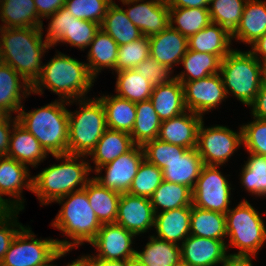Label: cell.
Returning <instances> with one entry per match:
<instances>
[{
	"mask_svg": "<svg viewBox=\"0 0 266 266\" xmlns=\"http://www.w3.org/2000/svg\"><path fill=\"white\" fill-rule=\"evenodd\" d=\"M264 77H265V81H266V64L264 65Z\"/></svg>",
	"mask_w": 266,
	"mask_h": 266,
	"instance_id": "62",
	"label": "cell"
},
{
	"mask_svg": "<svg viewBox=\"0 0 266 266\" xmlns=\"http://www.w3.org/2000/svg\"><path fill=\"white\" fill-rule=\"evenodd\" d=\"M66 0H34L40 19L49 17L64 6Z\"/></svg>",
	"mask_w": 266,
	"mask_h": 266,
	"instance_id": "52",
	"label": "cell"
},
{
	"mask_svg": "<svg viewBox=\"0 0 266 266\" xmlns=\"http://www.w3.org/2000/svg\"><path fill=\"white\" fill-rule=\"evenodd\" d=\"M32 180L28 166L13 158L0 157V196H11L8 204L13 210H23L25 202L21 196L23 188L32 192ZM23 200V201H22Z\"/></svg>",
	"mask_w": 266,
	"mask_h": 266,
	"instance_id": "19",
	"label": "cell"
},
{
	"mask_svg": "<svg viewBox=\"0 0 266 266\" xmlns=\"http://www.w3.org/2000/svg\"><path fill=\"white\" fill-rule=\"evenodd\" d=\"M134 146L129 133L107 128L89 154V157H92L91 161L95 164L94 171L130 151Z\"/></svg>",
	"mask_w": 266,
	"mask_h": 266,
	"instance_id": "29",
	"label": "cell"
},
{
	"mask_svg": "<svg viewBox=\"0 0 266 266\" xmlns=\"http://www.w3.org/2000/svg\"><path fill=\"white\" fill-rule=\"evenodd\" d=\"M136 119L130 133L135 145L143 146L158 137L162 120L150 99L136 103Z\"/></svg>",
	"mask_w": 266,
	"mask_h": 266,
	"instance_id": "38",
	"label": "cell"
},
{
	"mask_svg": "<svg viewBox=\"0 0 266 266\" xmlns=\"http://www.w3.org/2000/svg\"><path fill=\"white\" fill-rule=\"evenodd\" d=\"M266 33V1L247 0L241 21L232 33V40L250 46Z\"/></svg>",
	"mask_w": 266,
	"mask_h": 266,
	"instance_id": "27",
	"label": "cell"
},
{
	"mask_svg": "<svg viewBox=\"0 0 266 266\" xmlns=\"http://www.w3.org/2000/svg\"><path fill=\"white\" fill-rule=\"evenodd\" d=\"M249 155L240 173V183L252 195L266 197V156Z\"/></svg>",
	"mask_w": 266,
	"mask_h": 266,
	"instance_id": "42",
	"label": "cell"
},
{
	"mask_svg": "<svg viewBox=\"0 0 266 266\" xmlns=\"http://www.w3.org/2000/svg\"><path fill=\"white\" fill-rule=\"evenodd\" d=\"M163 180L162 170L144 159L138 167L128 194L150 198Z\"/></svg>",
	"mask_w": 266,
	"mask_h": 266,
	"instance_id": "44",
	"label": "cell"
},
{
	"mask_svg": "<svg viewBox=\"0 0 266 266\" xmlns=\"http://www.w3.org/2000/svg\"><path fill=\"white\" fill-rule=\"evenodd\" d=\"M247 0H212L208 7L211 22L219 24L231 34L238 27Z\"/></svg>",
	"mask_w": 266,
	"mask_h": 266,
	"instance_id": "43",
	"label": "cell"
},
{
	"mask_svg": "<svg viewBox=\"0 0 266 266\" xmlns=\"http://www.w3.org/2000/svg\"><path fill=\"white\" fill-rule=\"evenodd\" d=\"M30 94L31 85L12 67L0 62V109L7 115H18L22 99Z\"/></svg>",
	"mask_w": 266,
	"mask_h": 266,
	"instance_id": "22",
	"label": "cell"
},
{
	"mask_svg": "<svg viewBox=\"0 0 266 266\" xmlns=\"http://www.w3.org/2000/svg\"><path fill=\"white\" fill-rule=\"evenodd\" d=\"M144 1L122 0L121 2L123 5L132 4V7L124 10L127 17L140 29L143 36L151 37L170 25L169 6L166 0Z\"/></svg>",
	"mask_w": 266,
	"mask_h": 266,
	"instance_id": "15",
	"label": "cell"
},
{
	"mask_svg": "<svg viewBox=\"0 0 266 266\" xmlns=\"http://www.w3.org/2000/svg\"><path fill=\"white\" fill-rule=\"evenodd\" d=\"M89 46L87 67L94 78L103 68L115 71L119 45L110 35L100 28Z\"/></svg>",
	"mask_w": 266,
	"mask_h": 266,
	"instance_id": "32",
	"label": "cell"
},
{
	"mask_svg": "<svg viewBox=\"0 0 266 266\" xmlns=\"http://www.w3.org/2000/svg\"><path fill=\"white\" fill-rule=\"evenodd\" d=\"M128 266H144L140 264L136 259L128 260Z\"/></svg>",
	"mask_w": 266,
	"mask_h": 266,
	"instance_id": "60",
	"label": "cell"
},
{
	"mask_svg": "<svg viewBox=\"0 0 266 266\" xmlns=\"http://www.w3.org/2000/svg\"><path fill=\"white\" fill-rule=\"evenodd\" d=\"M150 100L159 118L164 121L187 111L183 84L178 79L153 88Z\"/></svg>",
	"mask_w": 266,
	"mask_h": 266,
	"instance_id": "25",
	"label": "cell"
},
{
	"mask_svg": "<svg viewBox=\"0 0 266 266\" xmlns=\"http://www.w3.org/2000/svg\"><path fill=\"white\" fill-rule=\"evenodd\" d=\"M78 100L79 110H68V154L88 156L107 129L106 113L101 100Z\"/></svg>",
	"mask_w": 266,
	"mask_h": 266,
	"instance_id": "8",
	"label": "cell"
},
{
	"mask_svg": "<svg viewBox=\"0 0 266 266\" xmlns=\"http://www.w3.org/2000/svg\"><path fill=\"white\" fill-rule=\"evenodd\" d=\"M222 58L211 53L187 50L180 63L184 72L174 76L180 82L195 81L220 72ZM186 72V73H185Z\"/></svg>",
	"mask_w": 266,
	"mask_h": 266,
	"instance_id": "36",
	"label": "cell"
},
{
	"mask_svg": "<svg viewBox=\"0 0 266 266\" xmlns=\"http://www.w3.org/2000/svg\"><path fill=\"white\" fill-rule=\"evenodd\" d=\"M203 160L197 148L187 149L182 156H178L162 171L163 179L175 184H182L193 190L201 170Z\"/></svg>",
	"mask_w": 266,
	"mask_h": 266,
	"instance_id": "26",
	"label": "cell"
},
{
	"mask_svg": "<svg viewBox=\"0 0 266 266\" xmlns=\"http://www.w3.org/2000/svg\"><path fill=\"white\" fill-rule=\"evenodd\" d=\"M222 266H253L252 259L229 258Z\"/></svg>",
	"mask_w": 266,
	"mask_h": 266,
	"instance_id": "57",
	"label": "cell"
},
{
	"mask_svg": "<svg viewBox=\"0 0 266 266\" xmlns=\"http://www.w3.org/2000/svg\"><path fill=\"white\" fill-rule=\"evenodd\" d=\"M55 202L62 205L51 225L73 240L71 242L66 239H55L59 248L63 252H70L84 242L90 244L97 236L102 224L89 203L87 192L84 189L75 191Z\"/></svg>",
	"mask_w": 266,
	"mask_h": 266,
	"instance_id": "4",
	"label": "cell"
},
{
	"mask_svg": "<svg viewBox=\"0 0 266 266\" xmlns=\"http://www.w3.org/2000/svg\"><path fill=\"white\" fill-rule=\"evenodd\" d=\"M42 66L39 78L31 86L33 94L42 95L45 87L62 100H78L86 98V94L94 85L95 78L89 73L87 63L59 51L54 58Z\"/></svg>",
	"mask_w": 266,
	"mask_h": 266,
	"instance_id": "2",
	"label": "cell"
},
{
	"mask_svg": "<svg viewBox=\"0 0 266 266\" xmlns=\"http://www.w3.org/2000/svg\"><path fill=\"white\" fill-rule=\"evenodd\" d=\"M31 228L22 227L13 238L0 266H51L69 252H63L54 239H35Z\"/></svg>",
	"mask_w": 266,
	"mask_h": 266,
	"instance_id": "9",
	"label": "cell"
},
{
	"mask_svg": "<svg viewBox=\"0 0 266 266\" xmlns=\"http://www.w3.org/2000/svg\"><path fill=\"white\" fill-rule=\"evenodd\" d=\"M150 202L155 214L190 206L192 205V190L185 185L163 180L150 197Z\"/></svg>",
	"mask_w": 266,
	"mask_h": 266,
	"instance_id": "39",
	"label": "cell"
},
{
	"mask_svg": "<svg viewBox=\"0 0 266 266\" xmlns=\"http://www.w3.org/2000/svg\"><path fill=\"white\" fill-rule=\"evenodd\" d=\"M143 160L144 151L142 146L135 145L130 151L94 171L96 175H99L105 169V176L95 175L93 178L110 190L128 193L138 167Z\"/></svg>",
	"mask_w": 266,
	"mask_h": 266,
	"instance_id": "13",
	"label": "cell"
},
{
	"mask_svg": "<svg viewBox=\"0 0 266 266\" xmlns=\"http://www.w3.org/2000/svg\"><path fill=\"white\" fill-rule=\"evenodd\" d=\"M231 184L215 165H204L192 190V205L225 214L229 209Z\"/></svg>",
	"mask_w": 266,
	"mask_h": 266,
	"instance_id": "12",
	"label": "cell"
},
{
	"mask_svg": "<svg viewBox=\"0 0 266 266\" xmlns=\"http://www.w3.org/2000/svg\"><path fill=\"white\" fill-rule=\"evenodd\" d=\"M84 190L101 224L115 223L121 193L110 190L91 178Z\"/></svg>",
	"mask_w": 266,
	"mask_h": 266,
	"instance_id": "30",
	"label": "cell"
},
{
	"mask_svg": "<svg viewBox=\"0 0 266 266\" xmlns=\"http://www.w3.org/2000/svg\"><path fill=\"white\" fill-rule=\"evenodd\" d=\"M187 110L203 117L227 98L220 73L195 81L181 82Z\"/></svg>",
	"mask_w": 266,
	"mask_h": 266,
	"instance_id": "14",
	"label": "cell"
},
{
	"mask_svg": "<svg viewBox=\"0 0 266 266\" xmlns=\"http://www.w3.org/2000/svg\"><path fill=\"white\" fill-rule=\"evenodd\" d=\"M253 119L241 126L243 146L248 153L266 156V120Z\"/></svg>",
	"mask_w": 266,
	"mask_h": 266,
	"instance_id": "48",
	"label": "cell"
},
{
	"mask_svg": "<svg viewBox=\"0 0 266 266\" xmlns=\"http://www.w3.org/2000/svg\"><path fill=\"white\" fill-rule=\"evenodd\" d=\"M134 70L137 74L143 76L145 80H148L153 87L169 83L175 79L174 76L170 77L173 72L172 69L159 63L151 56L143 60Z\"/></svg>",
	"mask_w": 266,
	"mask_h": 266,
	"instance_id": "49",
	"label": "cell"
},
{
	"mask_svg": "<svg viewBox=\"0 0 266 266\" xmlns=\"http://www.w3.org/2000/svg\"><path fill=\"white\" fill-rule=\"evenodd\" d=\"M118 45L128 44L143 37L142 32L127 17L115 1L109 6L100 26Z\"/></svg>",
	"mask_w": 266,
	"mask_h": 266,
	"instance_id": "35",
	"label": "cell"
},
{
	"mask_svg": "<svg viewBox=\"0 0 266 266\" xmlns=\"http://www.w3.org/2000/svg\"><path fill=\"white\" fill-rule=\"evenodd\" d=\"M143 251H135V259L144 266H178L181 263L180 245L149 237Z\"/></svg>",
	"mask_w": 266,
	"mask_h": 266,
	"instance_id": "33",
	"label": "cell"
},
{
	"mask_svg": "<svg viewBox=\"0 0 266 266\" xmlns=\"http://www.w3.org/2000/svg\"><path fill=\"white\" fill-rule=\"evenodd\" d=\"M47 155L48 153L39 141L17 120L11 132L7 157L26 166L36 167L47 158Z\"/></svg>",
	"mask_w": 266,
	"mask_h": 266,
	"instance_id": "24",
	"label": "cell"
},
{
	"mask_svg": "<svg viewBox=\"0 0 266 266\" xmlns=\"http://www.w3.org/2000/svg\"><path fill=\"white\" fill-rule=\"evenodd\" d=\"M52 156L56 160L60 159V164L43 169L33 176L32 180V193L36 194L41 205H48L63 196L84 189L90 180L87 176L93 171L88 160H83L86 156L68 153Z\"/></svg>",
	"mask_w": 266,
	"mask_h": 266,
	"instance_id": "3",
	"label": "cell"
},
{
	"mask_svg": "<svg viewBox=\"0 0 266 266\" xmlns=\"http://www.w3.org/2000/svg\"><path fill=\"white\" fill-rule=\"evenodd\" d=\"M169 20L170 26L187 38L211 23L208 8H169Z\"/></svg>",
	"mask_w": 266,
	"mask_h": 266,
	"instance_id": "40",
	"label": "cell"
},
{
	"mask_svg": "<svg viewBox=\"0 0 266 266\" xmlns=\"http://www.w3.org/2000/svg\"><path fill=\"white\" fill-rule=\"evenodd\" d=\"M116 224L139 235L154 227L155 212L150 198L121 193Z\"/></svg>",
	"mask_w": 266,
	"mask_h": 266,
	"instance_id": "18",
	"label": "cell"
},
{
	"mask_svg": "<svg viewBox=\"0 0 266 266\" xmlns=\"http://www.w3.org/2000/svg\"><path fill=\"white\" fill-rule=\"evenodd\" d=\"M226 233L228 246L239 249L230 258L252 259L266 242V226L257 210L247 201H241L226 213ZM253 256V257H252Z\"/></svg>",
	"mask_w": 266,
	"mask_h": 266,
	"instance_id": "7",
	"label": "cell"
},
{
	"mask_svg": "<svg viewBox=\"0 0 266 266\" xmlns=\"http://www.w3.org/2000/svg\"><path fill=\"white\" fill-rule=\"evenodd\" d=\"M51 266H57V265H53L52 263ZM66 266H87V263L85 259L81 256L75 261H72V263H68Z\"/></svg>",
	"mask_w": 266,
	"mask_h": 266,
	"instance_id": "59",
	"label": "cell"
},
{
	"mask_svg": "<svg viewBox=\"0 0 266 266\" xmlns=\"http://www.w3.org/2000/svg\"><path fill=\"white\" fill-rule=\"evenodd\" d=\"M0 28L43 27L34 0H1Z\"/></svg>",
	"mask_w": 266,
	"mask_h": 266,
	"instance_id": "31",
	"label": "cell"
},
{
	"mask_svg": "<svg viewBox=\"0 0 266 266\" xmlns=\"http://www.w3.org/2000/svg\"><path fill=\"white\" fill-rule=\"evenodd\" d=\"M87 266H128V260H104L101 258H95L94 255L82 256Z\"/></svg>",
	"mask_w": 266,
	"mask_h": 266,
	"instance_id": "56",
	"label": "cell"
},
{
	"mask_svg": "<svg viewBox=\"0 0 266 266\" xmlns=\"http://www.w3.org/2000/svg\"><path fill=\"white\" fill-rule=\"evenodd\" d=\"M136 235L116 223L102 224L90 243L99 252L94 256L104 260H132L135 251L131 246Z\"/></svg>",
	"mask_w": 266,
	"mask_h": 266,
	"instance_id": "16",
	"label": "cell"
},
{
	"mask_svg": "<svg viewBox=\"0 0 266 266\" xmlns=\"http://www.w3.org/2000/svg\"><path fill=\"white\" fill-rule=\"evenodd\" d=\"M203 117L189 110L183 114L162 121L158 139L186 149L197 147L198 128Z\"/></svg>",
	"mask_w": 266,
	"mask_h": 266,
	"instance_id": "20",
	"label": "cell"
},
{
	"mask_svg": "<svg viewBox=\"0 0 266 266\" xmlns=\"http://www.w3.org/2000/svg\"><path fill=\"white\" fill-rule=\"evenodd\" d=\"M253 117L266 120V81L260 87L254 102L249 106Z\"/></svg>",
	"mask_w": 266,
	"mask_h": 266,
	"instance_id": "53",
	"label": "cell"
},
{
	"mask_svg": "<svg viewBox=\"0 0 266 266\" xmlns=\"http://www.w3.org/2000/svg\"><path fill=\"white\" fill-rule=\"evenodd\" d=\"M192 205L155 214L157 238L180 245L190 235Z\"/></svg>",
	"mask_w": 266,
	"mask_h": 266,
	"instance_id": "23",
	"label": "cell"
},
{
	"mask_svg": "<svg viewBox=\"0 0 266 266\" xmlns=\"http://www.w3.org/2000/svg\"><path fill=\"white\" fill-rule=\"evenodd\" d=\"M149 56L150 43L147 36L128 44L119 45L115 72L134 69Z\"/></svg>",
	"mask_w": 266,
	"mask_h": 266,
	"instance_id": "46",
	"label": "cell"
},
{
	"mask_svg": "<svg viewBox=\"0 0 266 266\" xmlns=\"http://www.w3.org/2000/svg\"><path fill=\"white\" fill-rule=\"evenodd\" d=\"M226 241L189 235L180 245L181 263L187 266H217L230 257Z\"/></svg>",
	"mask_w": 266,
	"mask_h": 266,
	"instance_id": "17",
	"label": "cell"
},
{
	"mask_svg": "<svg viewBox=\"0 0 266 266\" xmlns=\"http://www.w3.org/2000/svg\"><path fill=\"white\" fill-rule=\"evenodd\" d=\"M6 116L7 114L0 109V121H2Z\"/></svg>",
	"mask_w": 266,
	"mask_h": 266,
	"instance_id": "61",
	"label": "cell"
},
{
	"mask_svg": "<svg viewBox=\"0 0 266 266\" xmlns=\"http://www.w3.org/2000/svg\"><path fill=\"white\" fill-rule=\"evenodd\" d=\"M150 56L173 70L188 50V38L170 25L159 34L149 37Z\"/></svg>",
	"mask_w": 266,
	"mask_h": 266,
	"instance_id": "21",
	"label": "cell"
},
{
	"mask_svg": "<svg viewBox=\"0 0 266 266\" xmlns=\"http://www.w3.org/2000/svg\"><path fill=\"white\" fill-rule=\"evenodd\" d=\"M13 208L8 204V199L0 196V218L9 214Z\"/></svg>",
	"mask_w": 266,
	"mask_h": 266,
	"instance_id": "58",
	"label": "cell"
},
{
	"mask_svg": "<svg viewBox=\"0 0 266 266\" xmlns=\"http://www.w3.org/2000/svg\"><path fill=\"white\" fill-rule=\"evenodd\" d=\"M178 266H187V265H185V264H183V263H180Z\"/></svg>",
	"mask_w": 266,
	"mask_h": 266,
	"instance_id": "63",
	"label": "cell"
},
{
	"mask_svg": "<svg viewBox=\"0 0 266 266\" xmlns=\"http://www.w3.org/2000/svg\"><path fill=\"white\" fill-rule=\"evenodd\" d=\"M46 18H51L45 36L51 47L57 43H66L82 51L90 45L100 29V25L95 22L75 18L64 6Z\"/></svg>",
	"mask_w": 266,
	"mask_h": 266,
	"instance_id": "10",
	"label": "cell"
},
{
	"mask_svg": "<svg viewBox=\"0 0 266 266\" xmlns=\"http://www.w3.org/2000/svg\"><path fill=\"white\" fill-rule=\"evenodd\" d=\"M169 8H208L212 0H166Z\"/></svg>",
	"mask_w": 266,
	"mask_h": 266,
	"instance_id": "54",
	"label": "cell"
},
{
	"mask_svg": "<svg viewBox=\"0 0 266 266\" xmlns=\"http://www.w3.org/2000/svg\"><path fill=\"white\" fill-rule=\"evenodd\" d=\"M74 101L77 102V100L59 99L28 112H25L22 106L17 120L39 141L48 154H67L68 109L65 104H73Z\"/></svg>",
	"mask_w": 266,
	"mask_h": 266,
	"instance_id": "5",
	"label": "cell"
},
{
	"mask_svg": "<svg viewBox=\"0 0 266 266\" xmlns=\"http://www.w3.org/2000/svg\"><path fill=\"white\" fill-rule=\"evenodd\" d=\"M234 132L223 125L205 128L204 121L199 125L197 151L204 165L221 166L243 145L242 129Z\"/></svg>",
	"mask_w": 266,
	"mask_h": 266,
	"instance_id": "11",
	"label": "cell"
},
{
	"mask_svg": "<svg viewBox=\"0 0 266 266\" xmlns=\"http://www.w3.org/2000/svg\"><path fill=\"white\" fill-rule=\"evenodd\" d=\"M142 148L144 151V159L155 164L162 171L167 167V163L178 156H182L187 150L186 148L164 142L158 138L146 142Z\"/></svg>",
	"mask_w": 266,
	"mask_h": 266,
	"instance_id": "47",
	"label": "cell"
},
{
	"mask_svg": "<svg viewBox=\"0 0 266 266\" xmlns=\"http://www.w3.org/2000/svg\"><path fill=\"white\" fill-rule=\"evenodd\" d=\"M190 235L224 240L227 236L226 215L220 212L200 209L192 205Z\"/></svg>",
	"mask_w": 266,
	"mask_h": 266,
	"instance_id": "37",
	"label": "cell"
},
{
	"mask_svg": "<svg viewBox=\"0 0 266 266\" xmlns=\"http://www.w3.org/2000/svg\"><path fill=\"white\" fill-rule=\"evenodd\" d=\"M219 73L227 97L231 93L246 106L254 102L265 80L264 66L250 51L233 49L222 59Z\"/></svg>",
	"mask_w": 266,
	"mask_h": 266,
	"instance_id": "6",
	"label": "cell"
},
{
	"mask_svg": "<svg viewBox=\"0 0 266 266\" xmlns=\"http://www.w3.org/2000/svg\"><path fill=\"white\" fill-rule=\"evenodd\" d=\"M11 117V115H7L0 121V157L7 156L11 132L17 121V116L13 117V119Z\"/></svg>",
	"mask_w": 266,
	"mask_h": 266,
	"instance_id": "51",
	"label": "cell"
},
{
	"mask_svg": "<svg viewBox=\"0 0 266 266\" xmlns=\"http://www.w3.org/2000/svg\"><path fill=\"white\" fill-rule=\"evenodd\" d=\"M250 52L264 66L266 64V33L251 45Z\"/></svg>",
	"mask_w": 266,
	"mask_h": 266,
	"instance_id": "55",
	"label": "cell"
},
{
	"mask_svg": "<svg viewBox=\"0 0 266 266\" xmlns=\"http://www.w3.org/2000/svg\"><path fill=\"white\" fill-rule=\"evenodd\" d=\"M105 113L107 128L131 133L136 119V103L116 95L99 97Z\"/></svg>",
	"mask_w": 266,
	"mask_h": 266,
	"instance_id": "34",
	"label": "cell"
},
{
	"mask_svg": "<svg viewBox=\"0 0 266 266\" xmlns=\"http://www.w3.org/2000/svg\"><path fill=\"white\" fill-rule=\"evenodd\" d=\"M19 211L22 210H12L9 214L0 218V263L4 259L13 238L23 227L22 224L17 222Z\"/></svg>",
	"mask_w": 266,
	"mask_h": 266,
	"instance_id": "50",
	"label": "cell"
},
{
	"mask_svg": "<svg viewBox=\"0 0 266 266\" xmlns=\"http://www.w3.org/2000/svg\"><path fill=\"white\" fill-rule=\"evenodd\" d=\"M113 0H66L64 7L77 19L95 22L101 26Z\"/></svg>",
	"mask_w": 266,
	"mask_h": 266,
	"instance_id": "45",
	"label": "cell"
},
{
	"mask_svg": "<svg viewBox=\"0 0 266 266\" xmlns=\"http://www.w3.org/2000/svg\"><path fill=\"white\" fill-rule=\"evenodd\" d=\"M116 77V96L131 102H141L150 99L153 85L137 74L134 69L121 70Z\"/></svg>",
	"mask_w": 266,
	"mask_h": 266,
	"instance_id": "41",
	"label": "cell"
},
{
	"mask_svg": "<svg viewBox=\"0 0 266 266\" xmlns=\"http://www.w3.org/2000/svg\"><path fill=\"white\" fill-rule=\"evenodd\" d=\"M43 27L0 28V61L18 72L31 86L42 71V57L51 46Z\"/></svg>",
	"mask_w": 266,
	"mask_h": 266,
	"instance_id": "1",
	"label": "cell"
},
{
	"mask_svg": "<svg viewBox=\"0 0 266 266\" xmlns=\"http://www.w3.org/2000/svg\"><path fill=\"white\" fill-rule=\"evenodd\" d=\"M232 34L219 24L210 23L204 29L188 38V49L211 53L222 59L233 49L230 48Z\"/></svg>",
	"mask_w": 266,
	"mask_h": 266,
	"instance_id": "28",
	"label": "cell"
}]
</instances>
